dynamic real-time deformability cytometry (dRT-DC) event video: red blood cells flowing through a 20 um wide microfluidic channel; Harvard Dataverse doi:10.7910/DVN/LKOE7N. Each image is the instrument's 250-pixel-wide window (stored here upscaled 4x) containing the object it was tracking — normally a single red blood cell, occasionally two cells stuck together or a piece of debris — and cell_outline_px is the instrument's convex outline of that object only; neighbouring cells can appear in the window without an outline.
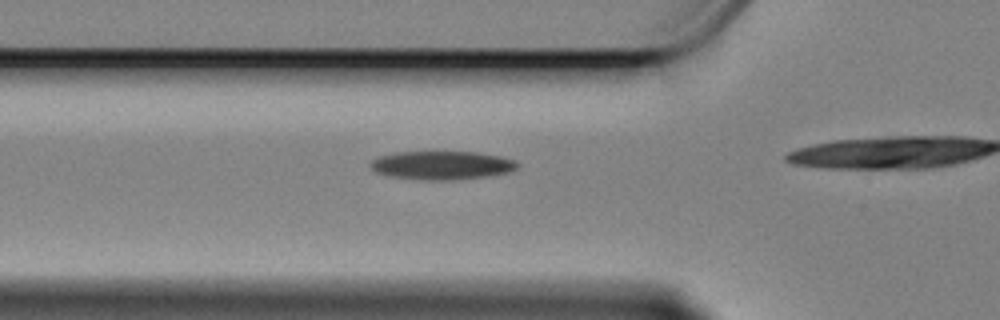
{"species": "Egyptian fruit bat (a non-hibernating species)", "species_latin": "Rousettus aegyptiacus", "temperature_condition": "cold", "stored_images_in_passage": 13, "camera_frame_rate_fps": 3000, "um_per_image_px": 0.085, "animal": {"sex": "female"}, "frame": {"image": 1, "passage_image": 8, "time_ms": 2.333, "image_size_px": [1000, 320], "cell_outline_px": [[520, 164], [516, 168], [508, 172], [488, 176], [460, 180], [420, 180], [388, 176], [376, 172], [368, 164], [372, 160], [380, 156], [396, 152], [476, 152], [500, 156], [512, 160]], "centroid_in_image_um": [37.53, 14.06], "position_along_channel_um": 88.3, "area_um2": 24.51}}
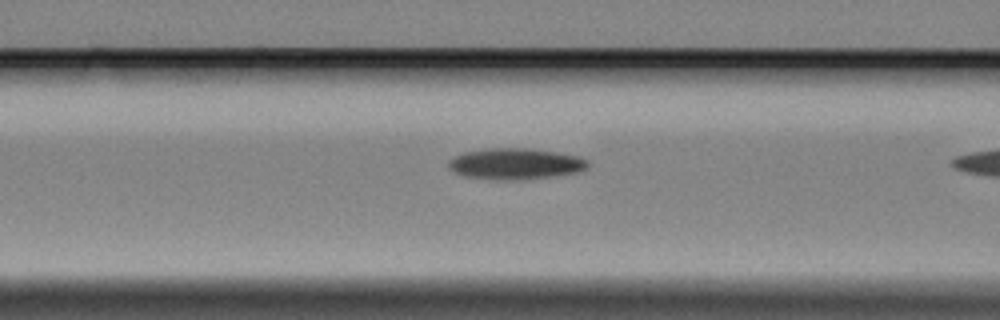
{"frame": {"image": 2, "passage_image": 11, "time_ms": 3.333, "image_size_px": [1000, 320], "cell_outline_px": [[588, 164], [584, 168], [576, 172], [552, 176], [520, 180], [496, 180], [464, 176], [452, 172], [448, 168], [448, 160], [464, 152], [492, 148], [528, 148], [556, 152], [580, 156], [588, 160]], "centroid_in_image_um": [43.76, 13.93], "position_along_channel_um": 122.8, "area_um2": 25.26}}